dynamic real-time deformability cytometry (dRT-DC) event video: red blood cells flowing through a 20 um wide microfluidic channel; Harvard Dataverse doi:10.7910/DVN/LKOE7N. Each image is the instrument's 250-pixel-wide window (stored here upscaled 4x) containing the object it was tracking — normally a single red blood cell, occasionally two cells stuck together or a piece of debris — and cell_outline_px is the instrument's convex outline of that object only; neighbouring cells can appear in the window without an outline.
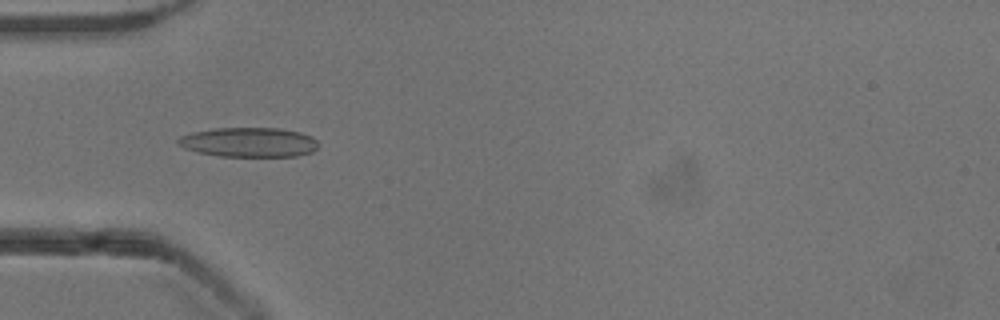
{"species": "common noctule bat (a hibernating species)", "species_latin": "Nyctalus noctula", "temperature_condition": "cold", "stored_images_in_passage": 52, "camera_frame_rate_fps": 3000, "um_per_image_px": 0.085, "animal": {"sex": "male", "body_mass_g": 13.3}, "frame": {"image": 1, "passage_image": 16, "time_ms": 5.0, "image_size_px": [1000, 320], "cell_outline_px": [[316, 148], [312, 152], [296, 156], [220, 156], [196, 152], [184, 148], [176, 144], [176, 140], [180, 136], [192, 132], [212, 128], [280, 128], [300, 132], [312, 136], [316, 140]], "centroid_in_image_um": [21.11, 12.08], "position_along_channel_um": 63.9, "area_um2": 24.28}}
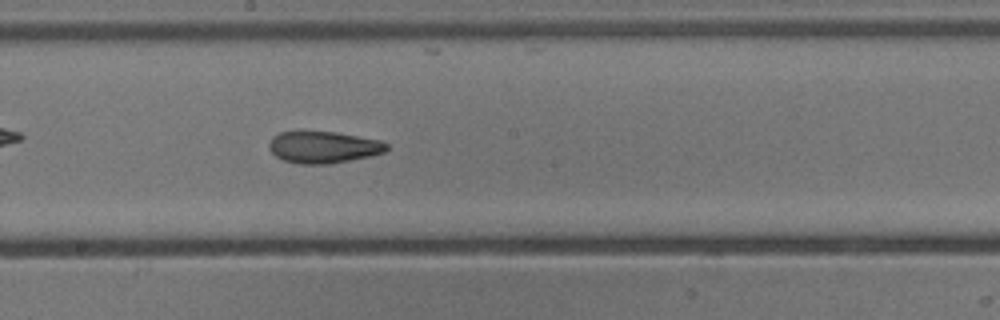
{"frame": {"image": 2, "passage_image": 28, "time_ms": 9.0, "image_size_px": [1000, 320], "cell_outline_px": [[388, 148], [384, 152], [368, 156], [328, 164], [300, 164], [284, 160], [276, 156], [268, 148], [268, 144], [272, 136], [280, 132], [336, 132], [380, 140], [388, 144]], "centroid_in_image_um": [27.46, 12.51], "position_along_channel_um": 220.7, "area_um2": 21.56}}
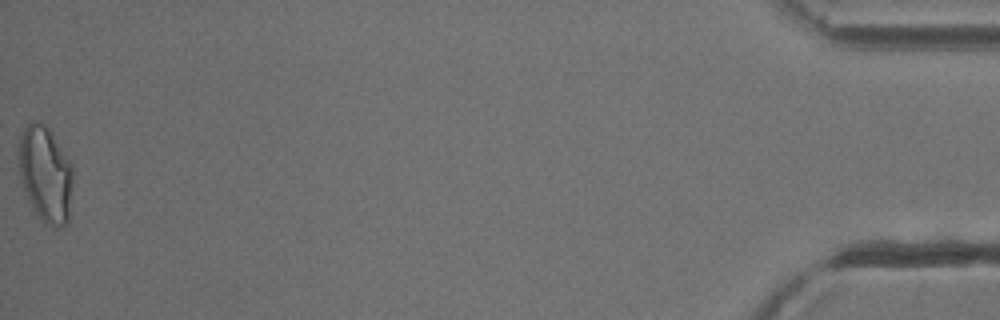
{"frame": {"image": 3, "passage_image": 52, "time_ms": 17.0, "image_size_px": [1000, 320], "cell_outline_px": [[72, 180], [68, 224], [56, 228], [44, 220], [36, 212], [24, 188], [20, 172], [16, 152], [16, 144], [20, 132], [32, 120], [40, 120], [52, 132], [72, 164]], "centroid_in_image_um": [3.84, 14.7], "position_along_channel_um": 431.4, "area_um2": 30.4}, "authors_computed_cell_mechanics": {"area_um2": 22.4842, "velocity_mm_per_s": 3.9231, "shape_relaxation_time_tau1_ms": null, "shape_relaxation_time_tau2_ms": 3.3622, "deformation_change_tau1": null, "deformation_change_tau2": 0.1185}}